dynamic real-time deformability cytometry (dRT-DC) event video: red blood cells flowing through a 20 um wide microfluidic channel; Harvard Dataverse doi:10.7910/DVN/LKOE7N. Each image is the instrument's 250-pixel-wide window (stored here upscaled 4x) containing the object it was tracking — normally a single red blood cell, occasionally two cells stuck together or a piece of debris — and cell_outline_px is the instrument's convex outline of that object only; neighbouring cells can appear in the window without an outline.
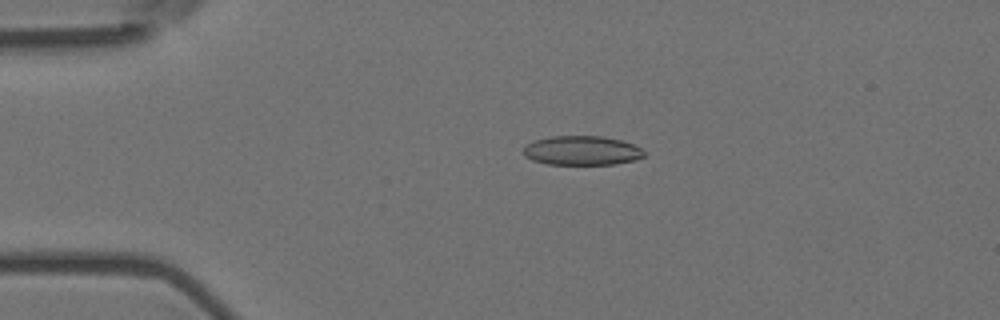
{"species": "Egyptian fruit bat (a non-hibernating species)", "species_latin": "Rousettus aegyptiacus", "temperature_condition": "room temperature", "stored_images_in_passage": 4, "camera_frame_rate_fps": 3000, "um_per_image_px": 0.085, "animal": {"sex": "female"}, "frame": {"image": 1, "passage_image": 3, "time_ms": 0.667, "image_size_px": [1000, 320], "cell_outline_px": [[644, 156], [632, 160], [616, 164], [548, 164], [532, 160], [524, 156], [524, 148], [532, 140], [548, 136], [600, 136], [620, 140], [632, 144], [640, 148], [644, 152]], "centroid_in_image_um": [49.41, 12.79], "position_along_channel_um": 35.6, "area_um2": 20.46}}